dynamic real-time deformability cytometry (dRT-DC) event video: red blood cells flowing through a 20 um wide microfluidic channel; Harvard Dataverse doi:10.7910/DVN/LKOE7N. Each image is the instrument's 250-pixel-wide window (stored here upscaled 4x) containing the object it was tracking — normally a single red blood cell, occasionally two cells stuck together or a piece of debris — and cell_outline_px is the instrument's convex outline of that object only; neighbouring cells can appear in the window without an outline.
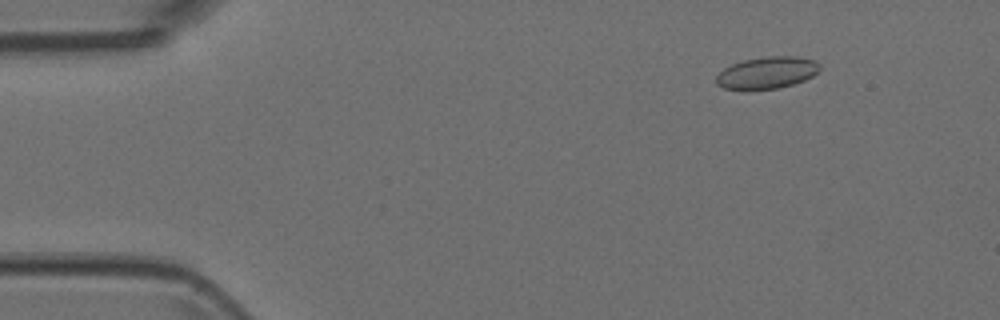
{"species": "Egyptian fruit bat (a non-hibernating species)", "species_latin": "Rousettus aegyptiacus", "temperature_condition": "room temperature", "stored_images_in_passage": 7, "camera_frame_rate_fps": 3000, "um_per_image_px": 0.085, "animal": {"sex": "female"}, "frame": {"image": 1, "passage_image": 2, "time_ms": 0.333, "image_size_px": [1000, 320], "cell_outline_px": [[820, 68], [812, 76], [804, 80], [792, 84], [776, 88], [748, 92], [724, 88], [716, 84], [716, 76], [724, 68], [732, 64], [744, 60], [768, 56], [796, 56], [816, 60], [820, 64]], "centroid_in_image_um": [65.16, 6.2], "position_along_channel_um": 19.8, "area_um2": 19.59}}
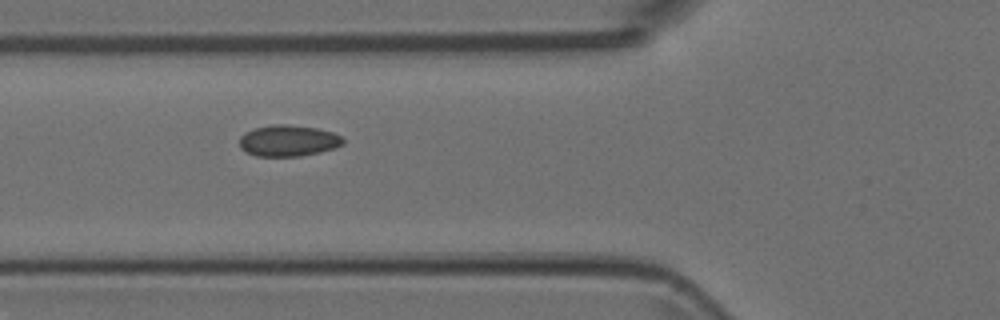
{"frame": {"image": 2, "passage_image": 6, "time_ms": 1.667, "image_size_px": [1000, 320], "cell_outline_px": [[344, 144], [320, 152], [300, 156], [256, 156], [240, 148], [240, 136], [244, 132], [256, 128], [272, 124], [288, 124], [316, 128], [332, 132], [340, 136], [344, 140]], "centroid_in_image_um": [24.49, 11.95], "position_along_channel_um": 101.3, "area_um2": 18.79}}
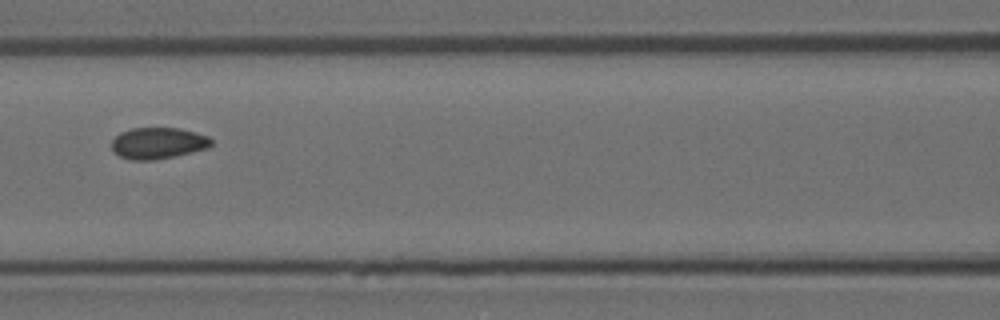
{"frame": {"image": 3, "passage_image": 7, "time_ms": 2.0, "image_size_px": [1000, 320], "cell_outline_px": [[212, 144], [208, 148], [172, 156], [152, 160], [128, 160], [120, 156], [112, 148], [112, 140], [120, 132], [132, 128], [180, 128], [208, 136], [212, 140]], "centroid_in_image_um": [13.42, 12.16], "position_along_channel_um": 153.2, "area_um2": 18.03}}